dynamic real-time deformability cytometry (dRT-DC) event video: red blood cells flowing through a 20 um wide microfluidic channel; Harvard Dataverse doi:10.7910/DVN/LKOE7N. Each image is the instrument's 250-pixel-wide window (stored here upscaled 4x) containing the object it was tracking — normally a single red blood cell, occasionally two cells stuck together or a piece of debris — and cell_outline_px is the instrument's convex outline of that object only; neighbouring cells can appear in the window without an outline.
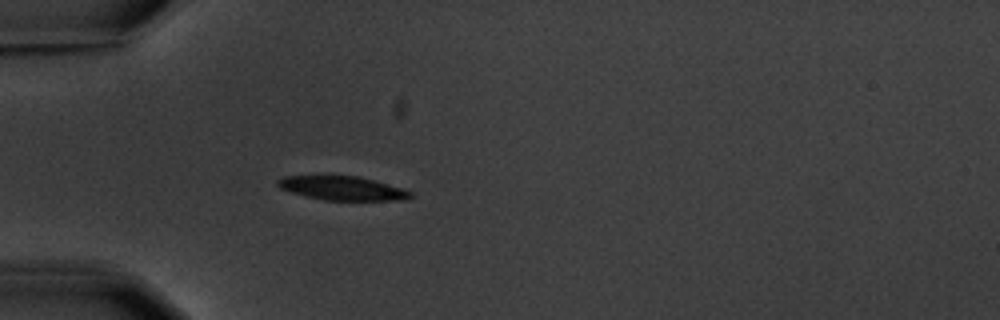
{"species": "common noctule bat (a hibernating species)", "species_latin": "Nyctalus noctula", "temperature_condition": "warm", "stored_images_in_passage": 4, "camera_frame_rate_fps": 3000, "um_per_image_px": 0.085, "animal": {"sex": "male", "body_mass_g": 20.1, "forearm_length_mm": 53.5}, "frame": {"image": 1, "passage_image": 4, "time_ms": 3.333, "image_size_px": [1000, 320], "cell_outline_px": [[416, 196], [404, 200], [324, 200], [292, 192], [280, 188], [276, 184], [276, 180], [284, 176], [360, 176], [404, 188], [412, 192]], "centroid_in_image_um": [29.17, 16.0], "position_along_channel_um": 55.8, "area_um2": 18.55}}